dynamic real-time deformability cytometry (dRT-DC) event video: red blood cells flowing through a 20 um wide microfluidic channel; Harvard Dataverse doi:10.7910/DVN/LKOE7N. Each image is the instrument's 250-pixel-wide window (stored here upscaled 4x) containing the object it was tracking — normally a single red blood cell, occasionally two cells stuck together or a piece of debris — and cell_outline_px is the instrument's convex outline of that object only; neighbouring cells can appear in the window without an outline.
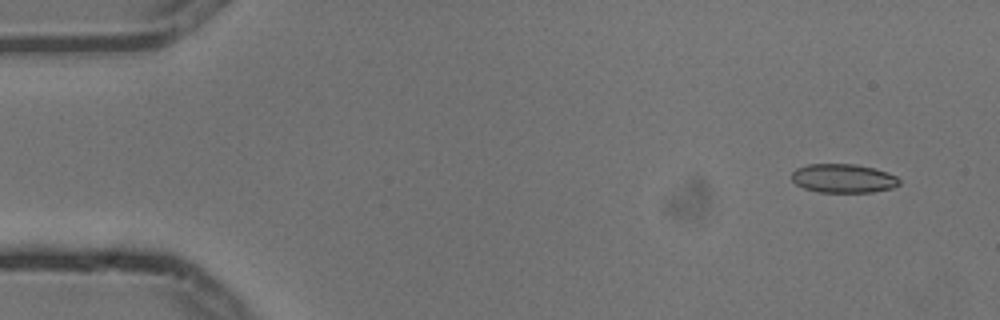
{"species": "common noctule bat (a hibernating species)", "species_latin": "Nyctalus noctula", "temperature_condition": "cold", "stored_images_in_passage": 5, "camera_frame_rate_fps": 3000, "um_per_image_px": 0.085, "animal": {"sex": "male", "body_mass_g": 13.3}, "frame": {"image": 1, "passage_image": 1, "time_ms": 0.0, "image_size_px": [1000, 320], "cell_outline_px": [[900, 184], [892, 188], [872, 192], [816, 192], [804, 188], [796, 184], [792, 180], [792, 172], [796, 168], [808, 164], [852, 164], [872, 168], [888, 172], [896, 176], [900, 180]], "centroid_in_image_um": [71.67, 15.16], "position_along_channel_um": 13.3, "area_um2": 18.09}}
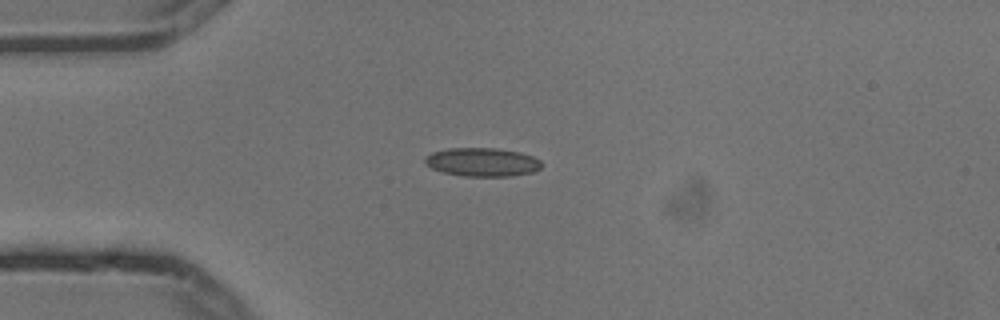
{"frame": {"image": 2, "passage_image": 4, "time_ms": 1.0, "image_size_px": [1000, 320], "cell_outline_px": [[544, 164], [540, 168], [532, 172], [512, 176], [464, 176], [444, 172], [432, 168], [424, 164], [424, 156], [432, 152], [448, 148], [496, 148], [520, 152], [532, 156], [540, 160]], "centroid_in_image_um": [40.98, 13.77], "position_along_channel_um": 44.0, "area_um2": 19.54}}
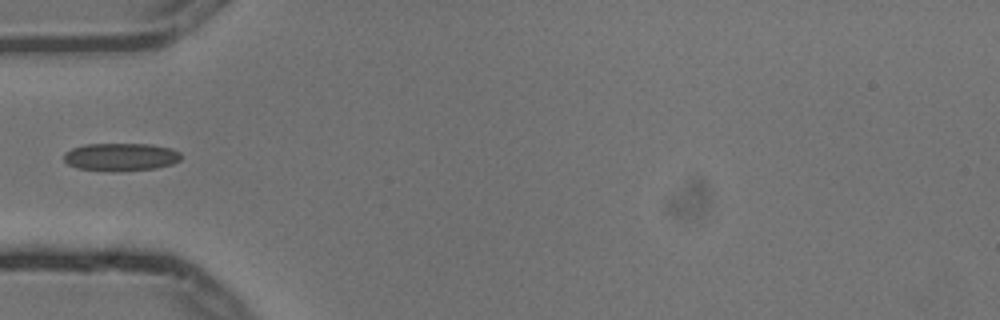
{"frame": {"image": 3, "passage_image": 5, "time_ms": 1.333, "image_size_px": [1000, 320], "cell_outline_px": [[180, 160], [172, 164], [156, 168], [76, 168], [68, 164], [64, 160], [64, 152], [72, 148], [84, 144], [152, 144], [172, 148], [180, 152]], "centroid_in_image_um": [10.29, 13.27], "position_along_channel_um": 74.7, "area_um2": 18.09}}